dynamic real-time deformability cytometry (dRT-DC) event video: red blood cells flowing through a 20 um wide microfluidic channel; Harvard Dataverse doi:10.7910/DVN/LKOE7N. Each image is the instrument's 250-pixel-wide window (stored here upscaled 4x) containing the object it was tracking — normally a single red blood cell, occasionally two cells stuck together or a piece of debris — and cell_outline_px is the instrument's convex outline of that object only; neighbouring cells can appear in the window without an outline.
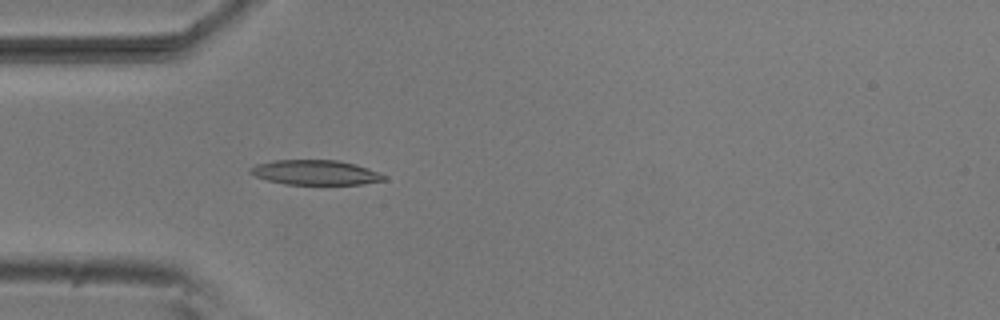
{"species": "common noctule bat (a hibernating species)", "species_latin": "Nyctalus noctula", "temperature_condition": "room temperature", "stored_images_in_passage": 53, "camera_frame_rate_fps": 3000, "um_per_image_px": 0.085, "animal": {"sex": "male", "body_mass_g": 20.5, "forearm_length_mm": 52.5}, "frame": {"image": 1, "passage_image": 16, "time_ms": 5.0, "image_size_px": [1000, 320], "cell_outline_px": [[388, 180], [364, 184], [284, 184], [268, 180], [256, 176], [248, 172], [248, 168], [256, 164], [276, 160], [336, 160], [356, 164], [368, 168], [388, 176]], "centroid_in_image_um": [26.84, 14.66], "position_along_channel_um": 58.2, "area_um2": 19.42}}
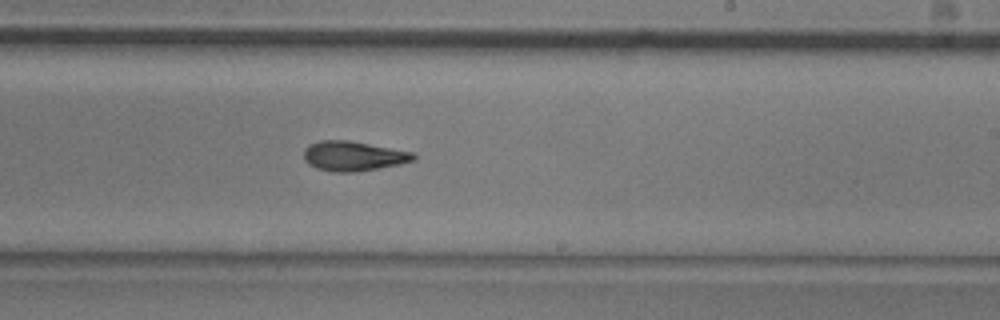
{"frame": {"image": 2, "passage_image": 32, "time_ms": 10.333, "image_size_px": [1000, 320], "cell_outline_px": [[416, 160], [400, 164], [356, 172], [332, 172], [316, 168], [308, 164], [304, 160], [304, 152], [312, 144], [320, 140], [348, 140], [412, 152], [416, 156]], "centroid_in_image_um": [30.04, 13.28], "position_along_channel_um": 259.0, "area_um2": 18.84}}
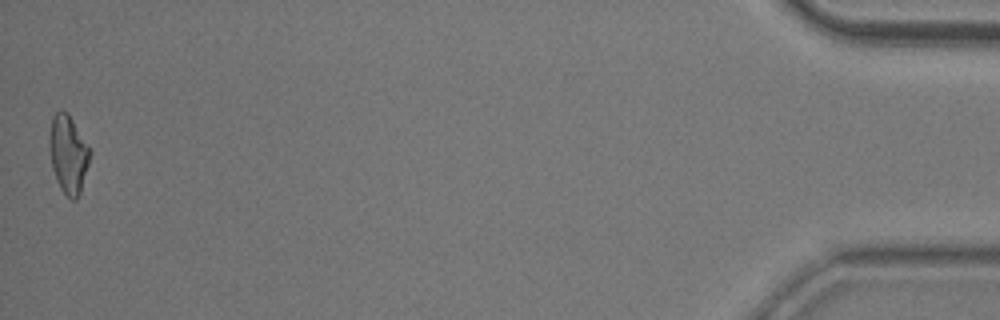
{"frame": {"image": 3, "passage_image": 53, "time_ms": 17.333, "image_size_px": [1000, 320], "cell_outline_px": [[88, 164], [80, 192], [76, 200], [72, 200], [60, 188], [56, 180], [52, 168], [48, 144], [48, 136], [52, 116], [56, 112], [68, 112], [88, 148]], "centroid_in_image_um": [5.74, 13.11], "position_along_channel_um": 429.5, "area_um2": 17.98}, "authors_computed_cell_mechanics": {"area_um2": 18.5538, "velocity_mm_per_s": 3.8078, "shape_relaxation_time_tau1_ms": 11.2966, "shape_relaxation_time_tau2_ms": 3.3152, "deformation_change_tau1": 0.2521, "deformation_change_tau2": 0.1172}}